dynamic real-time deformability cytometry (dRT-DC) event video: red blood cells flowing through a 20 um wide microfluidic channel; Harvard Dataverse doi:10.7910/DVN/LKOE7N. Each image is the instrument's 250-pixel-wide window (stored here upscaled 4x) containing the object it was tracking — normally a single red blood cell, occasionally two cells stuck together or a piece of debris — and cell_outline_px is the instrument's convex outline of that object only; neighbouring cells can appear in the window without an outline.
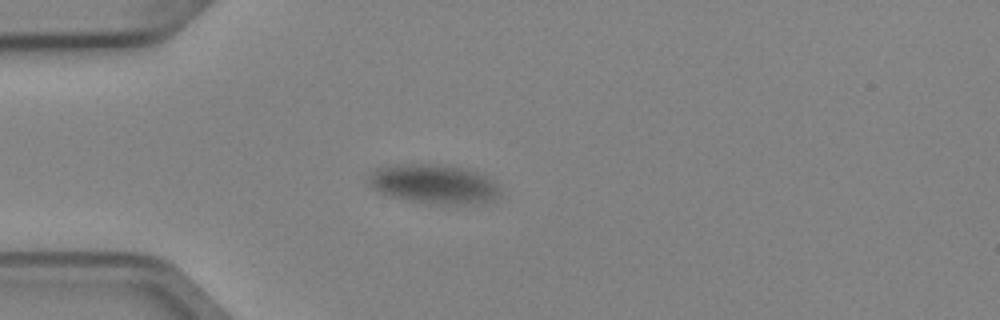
{"species": "Egyptian fruit bat (a non-hibernating species)", "species_latin": "Rousettus aegyptiacus", "temperature_condition": "cold", "stored_images_in_passage": 4, "camera_frame_rate_fps": 3000, "um_per_image_px": 0.085, "animal": {"sex": "female"}, "frame": {"image": 1, "passage_image": 2, "time_ms": 0.333, "image_size_px": [1000, 320], "cell_outline_px": [[500, 192], [492, 200], [484, 204], [428, 204], [388, 196], [376, 192], [368, 184], [368, 176], [376, 168], [392, 164], [440, 164], [464, 168], [476, 172], [488, 180]], "centroid_in_image_um": [36.76, 15.65], "position_along_channel_um": 48.2, "area_um2": 30.11}}
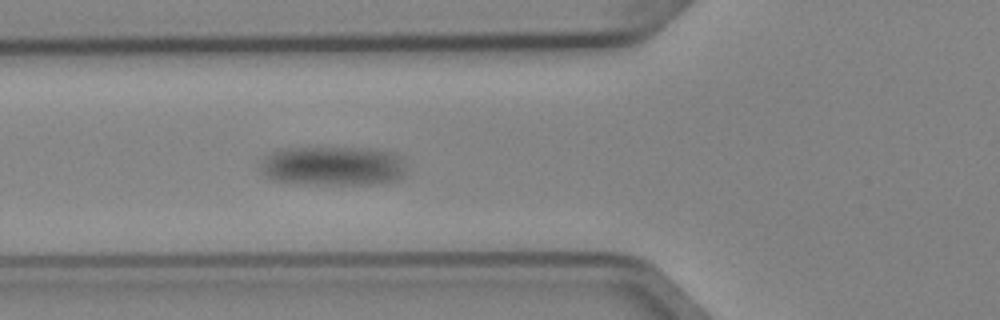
{"frame": {"image": 2, "passage_image": 4, "time_ms": 1.0, "image_size_px": [1000, 320], "cell_outline_px": [[404, 176], [396, 180], [380, 184], [304, 184], [272, 180], [264, 176], [260, 172], [260, 164], [272, 152], [280, 148], [368, 148], [396, 152], [400, 156], [404, 168]], "centroid_in_image_um": [28.3, 14.11], "position_along_channel_um": 97.5, "area_um2": 33.81}}